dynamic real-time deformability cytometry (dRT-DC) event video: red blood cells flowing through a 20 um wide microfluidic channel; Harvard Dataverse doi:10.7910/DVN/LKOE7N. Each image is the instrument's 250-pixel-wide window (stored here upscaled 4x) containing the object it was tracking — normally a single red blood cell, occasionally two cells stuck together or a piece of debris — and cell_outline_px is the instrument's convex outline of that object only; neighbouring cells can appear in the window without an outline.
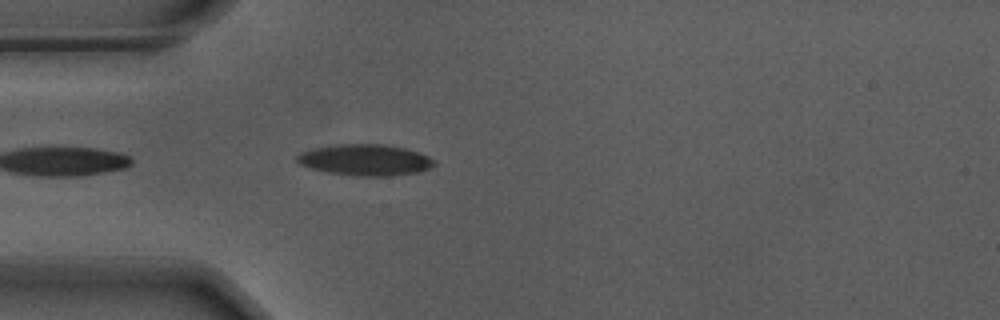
{"species": "Egyptian fruit bat (a non-hibernating species)", "species_latin": "Rousettus aegyptiacus", "temperature_condition": "warm", "stored_images_in_passage": 26, "camera_frame_rate_fps": 3000, "um_per_image_px": 0.085, "animal": {"sex": "male"}, "frame": {"image": 1, "passage_image": 2, "time_ms": 0.333, "image_size_px": [1000, 320], "cell_outline_px": [[436, 164], [432, 168], [420, 172], [388, 176], [356, 176], [328, 172], [312, 168], [300, 164], [296, 160], [296, 156], [304, 152], [316, 148], [340, 144], [384, 144], [404, 148], [420, 152], [428, 156]], "centroid_in_image_um": [31.1, 13.6], "position_along_channel_um": 53.9, "area_um2": 24.8}}
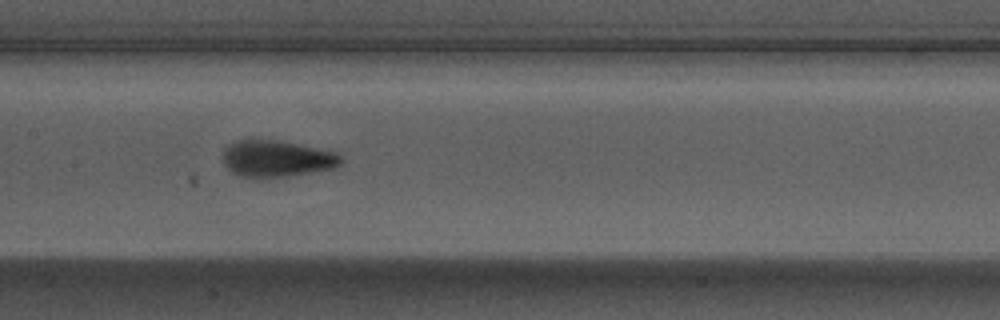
{"frame": {"image": 2, "passage_image": 13, "time_ms": 4.0, "image_size_px": [1000, 320], "cell_outline_px": [[344, 160], [340, 164], [332, 168], [260, 180], [256, 180], [236, 176], [224, 164], [224, 148], [228, 144], [236, 140], [276, 140], [336, 152]], "centroid_in_image_um": [23.44, 13.51], "position_along_channel_um": 184.0, "area_um2": 25.26}}
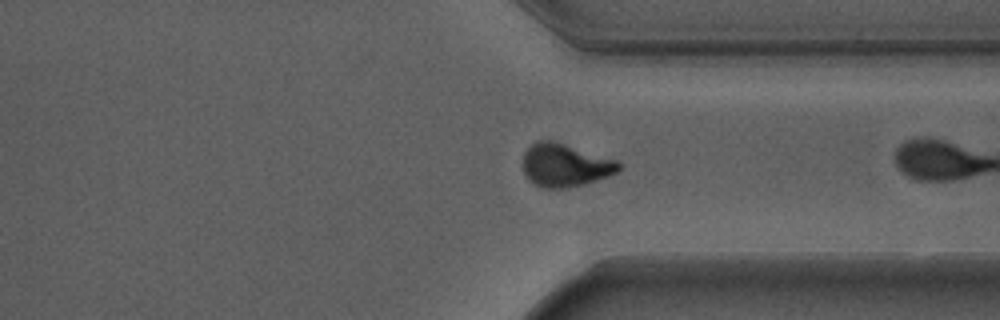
{"frame": {"image": 3, "passage_image": 25, "time_ms": 8.0, "image_size_px": [1000, 320], "cell_outline_px": [[624, 164], [616, 172], [608, 176], [584, 184], [564, 188], [540, 188], [532, 184], [528, 180], [524, 172], [524, 152], [536, 140], [552, 140], [616, 160]], "centroid_in_image_um": [48.01, 14.05], "position_along_channel_um": 363.4, "area_um2": 23.99}}